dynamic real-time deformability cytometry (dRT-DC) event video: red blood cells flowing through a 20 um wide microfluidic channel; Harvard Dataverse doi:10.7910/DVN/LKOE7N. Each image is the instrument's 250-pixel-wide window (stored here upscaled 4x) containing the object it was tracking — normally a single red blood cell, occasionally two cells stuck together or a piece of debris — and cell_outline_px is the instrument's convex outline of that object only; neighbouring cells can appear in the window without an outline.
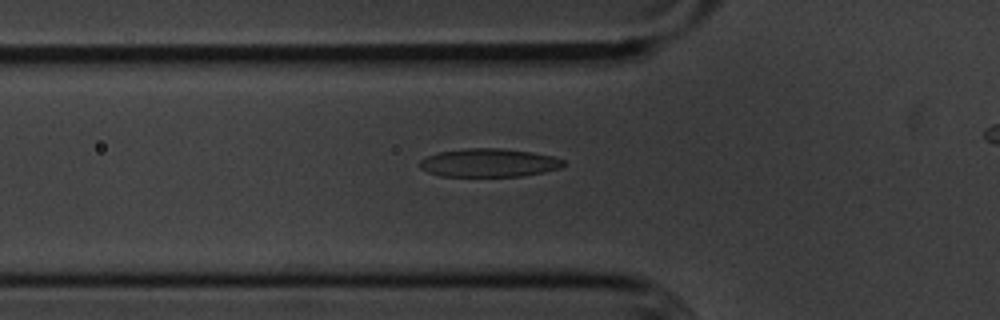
{"species": "common noctule bat (a hibernating species)", "species_latin": "Nyctalus noctula", "temperature_condition": "cold", "stored_images_in_passage": 48, "segment_of_instrument_passage": [1, 2], "camera_frame_rate_fps": 3000, "um_per_image_px": 0.085, "animal": {"sex": "male", "body_mass_g": 20.1, "forearm_length_mm": 53.5}, "frame": {"image": 1, "passage_image": 18, "time_ms": 5.667, "image_size_px": [1000, 320], "cell_outline_px": [[564, 164], [560, 168], [544, 172], [524, 176], [440, 176], [428, 172], [420, 168], [420, 160], [428, 156], [440, 152], [464, 148], [500, 148], [532, 152], [552, 156], [564, 160]], "centroid_in_image_um": [41.56, 13.84], "position_along_channel_um": 84.2, "area_um2": 23.7}}
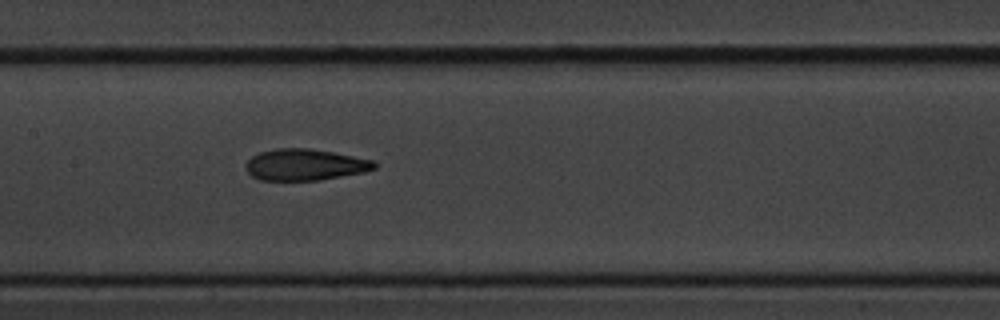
{"frame": {"image": 2, "passage_image": 26, "time_ms": 8.333, "image_size_px": [1000, 320], "cell_outline_px": [[376, 168], [364, 172], [320, 180], [260, 180], [252, 176], [248, 172], [244, 164], [252, 156], [260, 152], [276, 148], [308, 148], [332, 152], [372, 160], [376, 164]], "centroid_in_image_um": [25.89, 14.0], "position_along_channel_um": 181.5, "area_um2": 23.41}}
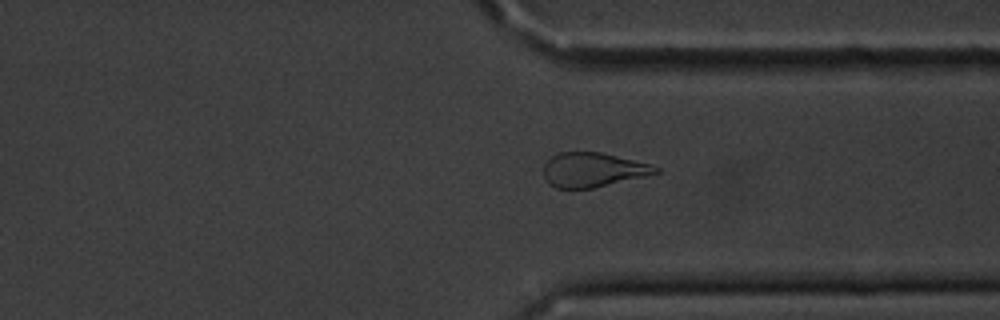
{"frame": {"image": 3, "passage_image": 41, "time_ms": 13.333, "image_size_px": [1000, 320], "cell_outline_px": [[660, 172], [648, 176], [592, 188], [556, 188], [548, 184], [544, 176], [544, 164], [552, 156], [560, 152], [600, 152], [648, 164], [660, 168]], "centroid_in_image_um": [50.39, 14.44], "position_along_channel_um": 361.0, "area_um2": 22.31}}